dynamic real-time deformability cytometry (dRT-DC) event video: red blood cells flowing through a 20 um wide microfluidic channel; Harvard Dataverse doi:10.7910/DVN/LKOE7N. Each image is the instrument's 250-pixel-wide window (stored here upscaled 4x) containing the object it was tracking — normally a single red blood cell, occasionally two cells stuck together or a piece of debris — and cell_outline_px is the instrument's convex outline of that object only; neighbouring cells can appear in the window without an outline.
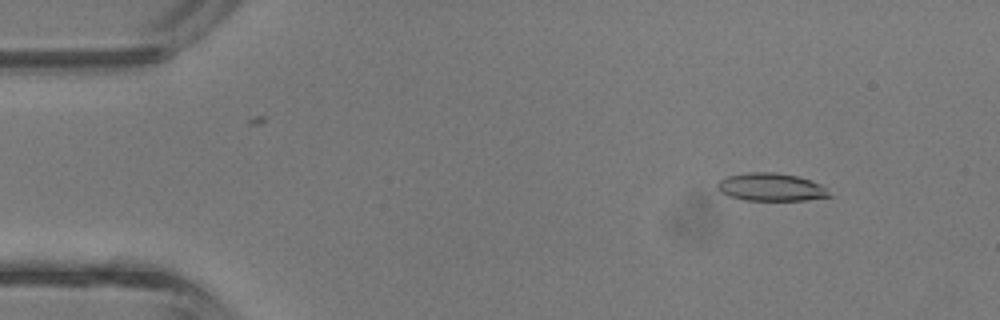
{"species": "common noctule bat (a hibernating species)", "species_latin": "Nyctalus noctula", "temperature_condition": "room temperature", "stored_images_in_passage": 40, "camera_frame_rate_fps": 3000, "um_per_image_px": 0.085, "animal": {"sex": "male", "body_mass_g": 13.3}, "frame": {"image": 1, "passage_image": 4, "time_ms": 1.0, "image_size_px": [1000, 320], "cell_outline_px": [[832, 196], [804, 200], [748, 200], [732, 196], [724, 192], [716, 184], [720, 180], [728, 176], [748, 172], [776, 172], [796, 176], [820, 184]], "centroid_in_image_um": [65.55, 15.89], "position_along_channel_um": 19.4, "area_um2": 17.63}}
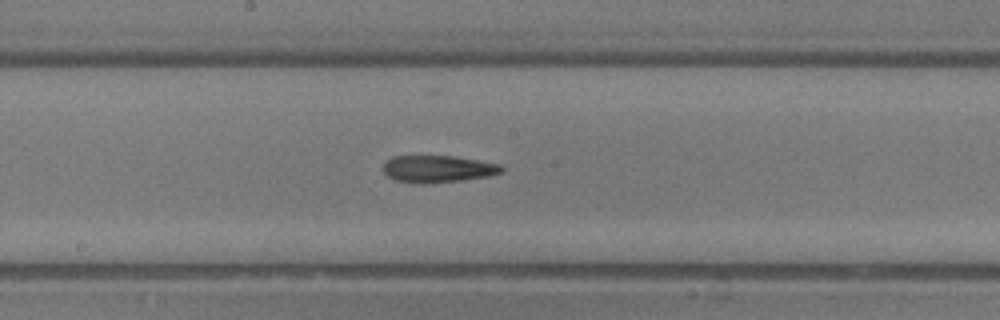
{"frame": {"image": 2, "passage_image": 21, "time_ms": 6.667, "image_size_px": [1000, 320], "cell_outline_px": [[504, 168], [500, 172], [488, 176], [460, 180], [396, 180], [388, 176], [384, 172], [384, 164], [392, 156], [456, 156], [500, 164]], "centroid_in_image_um": [37.27, 14.29], "position_along_channel_um": 210.9, "area_um2": 17.51}}
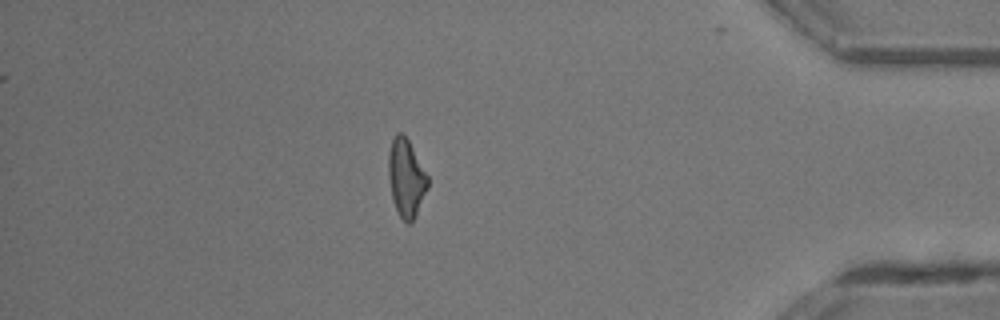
{"frame": {"image": 3, "passage_image": 35, "time_ms": 11.333, "image_size_px": [1000, 320], "cell_outline_px": [[428, 188], [412, 220], [408, 224], [400, 216], [396, 208], [392, 196], [388, 176], [388, 156], [392, 140], [396, 132], [400, 132], [408, 140], [428, 176]], "centroid_in_image_um": [34.51, 15.09], "position_along_channel_um": 400.7, "area_um2": 17.34}}